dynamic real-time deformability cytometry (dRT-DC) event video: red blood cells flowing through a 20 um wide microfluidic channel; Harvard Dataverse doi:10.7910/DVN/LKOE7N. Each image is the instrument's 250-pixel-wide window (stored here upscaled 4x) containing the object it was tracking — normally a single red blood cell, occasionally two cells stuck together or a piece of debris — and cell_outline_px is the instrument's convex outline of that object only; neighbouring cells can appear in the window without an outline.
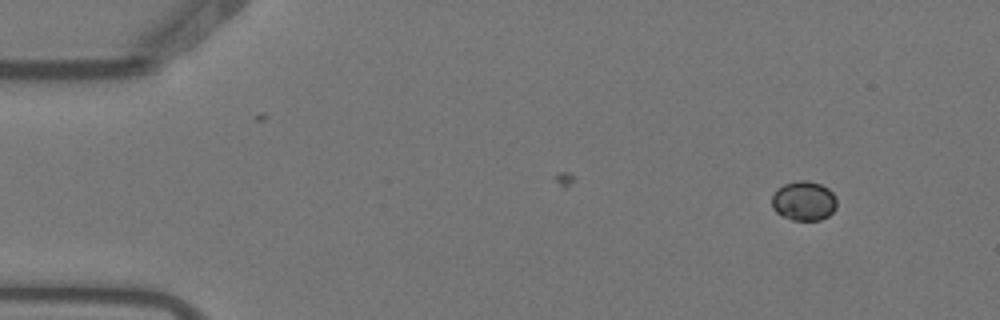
{"species": "Egyptian fruit bat (a non-hibernating species)", "species_latin": "Rousettus aegyptiacus", "temperature_condition": "warm", "stored_images_in_passage": 3, "camera_frame_rate_fps": 3000, "um_per_image_px": 0.085, "animal": {"sex": "female"}, "frame": {"image": 1, "passage_image": 1, "time_ms": 0.0, "image_size_px": [1000, 320], "cell_outline_px": [[836, 208], [828, 216], [820, 220], [792, 220], [780, 216], [772, 208], [772, 196], [776, 188], [784, 184], [800, 180], [808, 180], [820, 184], [828, 188], [836, 196]], "centroid_in_image_um": [68.31, 17.08], "position_along_channel_um": 16.7, "area_um2": 15.14}}
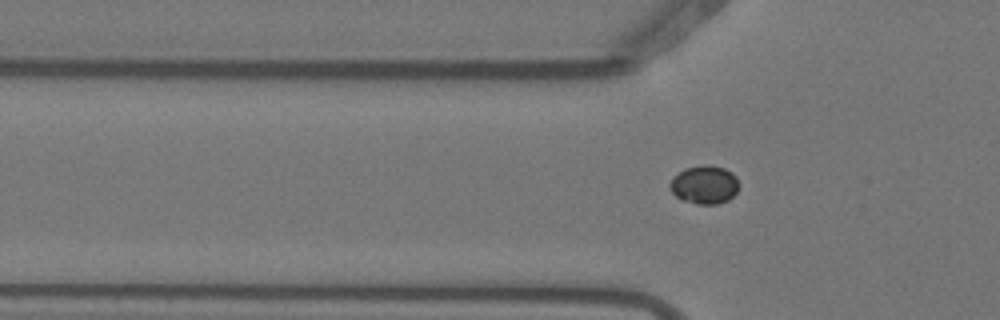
{"frame": {"image": 2, "passage_image": 3, "time_ms": 0.667, "image_size_px": [1000, 320], "cell_outline_px": [[740, 184], [736, 192], [728, 200], [716, 204], [696, 204], [680, 200], [668, 188], [668, 184], [672, 176], [684, 168], [704, 164], [708, 164], [724, 168], [732, 172], [736, 176]], "centroid_in_image_um": [59.84, 15.69], "position_along_channel_um": 66.0, "area_um2": 15.84}}